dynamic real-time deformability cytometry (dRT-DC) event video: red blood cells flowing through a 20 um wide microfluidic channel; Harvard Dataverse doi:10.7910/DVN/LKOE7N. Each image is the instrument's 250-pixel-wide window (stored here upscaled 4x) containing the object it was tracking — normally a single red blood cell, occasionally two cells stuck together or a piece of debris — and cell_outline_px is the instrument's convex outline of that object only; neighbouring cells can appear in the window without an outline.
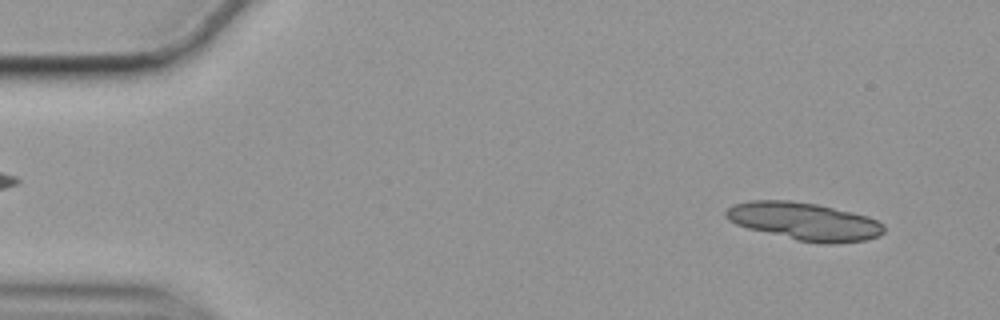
{"species": "common noctule bat (a hibernating species)", "species_latin": "Nyctalus noctula", "temperature_condition": "cold", "stored_images_in_passage": 31, "segment_of_instrument_passage": [1, 2], "camera_frame_rate_fps": 3000, "um_per_image_px": 0.085, "animal": {"sex": "female", "body_mass_g": 19.9}, "frame": {"image": 1, "passage_image": 4, "time_ms": 1.0, "image_size_px": [1000, 320], "cell_outline_px": [[884, 232], [880, 236], [868, 240], [836, 244], [816, 244], [796, 240], [748, 228], [736, 224], [728, 220], [724, 216], [724, 212], [732, 204], [748, 200], [792, 200], [816, 204], [852, 212], [868, 216], [884, 224]], "centroid_in_image_um": [68.37, 18.82], "position_along_channel_um": 16.6, "area_um2": 35.2}}